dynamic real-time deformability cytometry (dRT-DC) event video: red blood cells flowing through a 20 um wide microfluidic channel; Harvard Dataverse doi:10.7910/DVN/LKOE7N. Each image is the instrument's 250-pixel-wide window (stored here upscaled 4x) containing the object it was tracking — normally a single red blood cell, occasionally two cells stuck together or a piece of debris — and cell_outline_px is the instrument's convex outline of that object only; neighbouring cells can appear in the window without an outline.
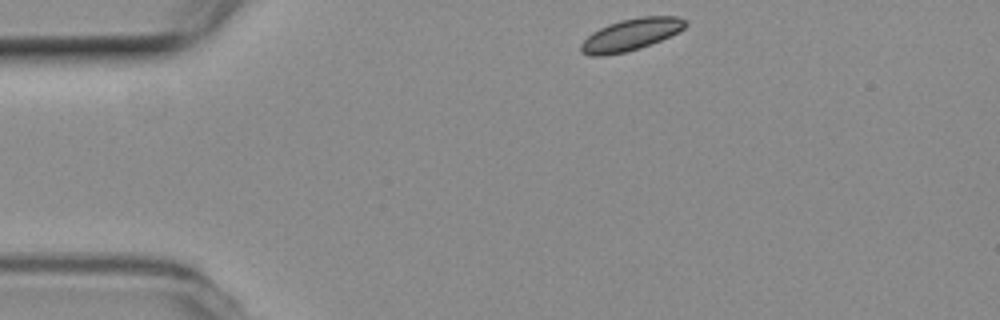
{"species": "common noctule bat (a hibernating species)", "species_latin": "Nyctalus noctula", "temperature_condition": "room temperature", "stored_images_in_passage": 43, "camera_frame_rate_fps": 3000, "um_per_image_px": 0.085, "animal": {"sex": "female", "body_mass_g": 19.3, "forearm_length_mm": 54.1}, "frame": {"image": 1, "passage_image": 1, "time_ms": 0.0, "image_size_px": [1000, 320], "cell_outline_px": [[688, 24], [684, 28], [652, 44], [640, 48], [624, 52], [604, 56], [588, 56], [580, 52], [580, 44], [592, 32], [608, 24], [620, 20], [640, 16], [676, 16], [684, 20]], "centroid_in_image_um": [53.57, 2.95], "position_along_channel_um": 31.4, "area_um2": 19.36}}
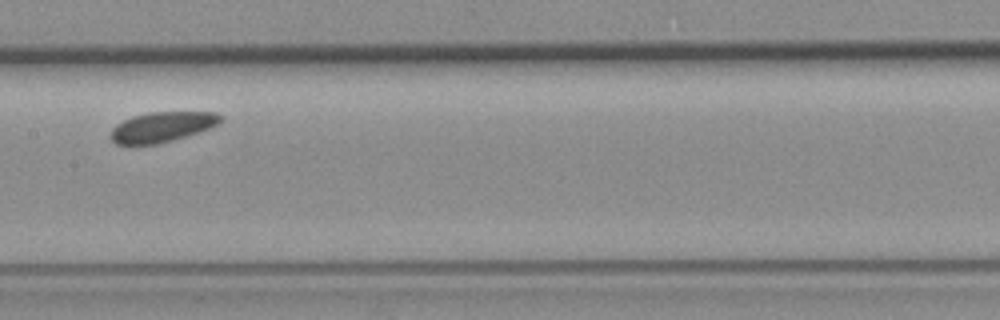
{"frame": {"image": 2, "passage_image": 19, "time_ms": 6.0, "image_size_px": [1000, 320], "cell_outline_px": [[224, 120], [220, 124], [212, 128], [172, 140], [156, 144], [116, 144], [108, 136], [112, 128], [116, 124], [132, 116], [148, 112], [216, 112], [224, 116]], "centroid_in_image_um": [13.81, 10.78], "position_along_channel_um": 193.6, "area_um2": 19.54}}
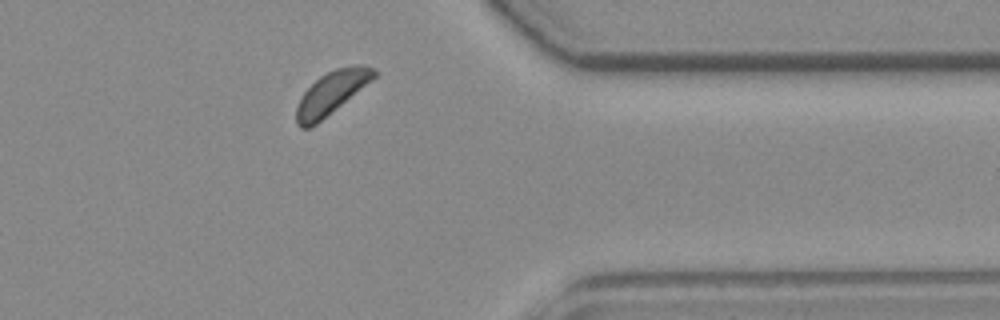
{"frame": {"image": 3, "passage_image": 36, "time_ms": 11.667, "image_size_px": [1000, 320], "cell_outline_px": [[376, 76], [372, 80], [316, 124], [308, 128], [300, 128], [296, 124], [296, 108], [304, 92], [320, 76], [336, 68], [360, 64], [364, 64], [376, 68]], "centroid_in_image_um": [28.18, 7.88], "position_along_channel_um": 383.2, "area_um2": 19.02}}